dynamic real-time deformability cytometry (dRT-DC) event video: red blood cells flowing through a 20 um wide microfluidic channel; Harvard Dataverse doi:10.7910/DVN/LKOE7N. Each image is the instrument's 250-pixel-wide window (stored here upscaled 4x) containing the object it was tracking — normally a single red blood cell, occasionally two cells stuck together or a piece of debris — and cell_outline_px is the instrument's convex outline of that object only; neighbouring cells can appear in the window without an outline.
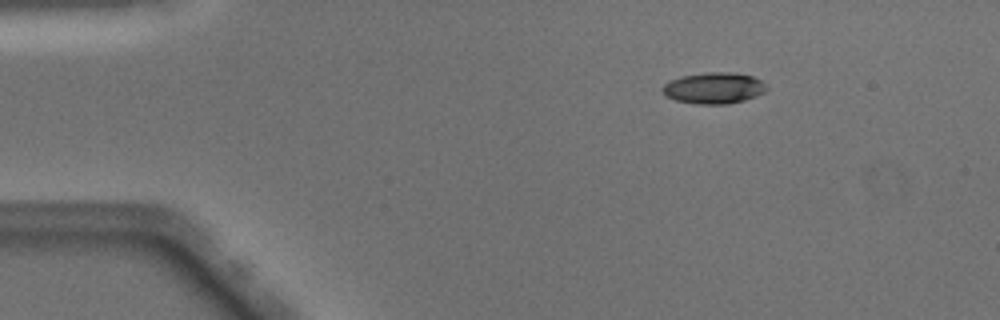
{"species": "Egyptian fruit bat (a non-hibernating species)", "species_latin": "Rousettus aegyptiacus", "temperature_condition": "warm", "stored_images_in_passage": 43, "camera_frame_rate_fps": 3000, "um_per_image_px": 0.085, "animal": {"sex": "male"}, "frame": {"image": 1, "passage_image": 1, "time_ms": 0.0, "image_size_px": [1000, 320], "cell_outline_px": [[768, 88], [764, 92], [756, 96], [744, 100], [728, 104], [700, 104], [676, 100], [668, 96], [660, 88], [664, 84], [680, 76], [708, 72], [728, 72], [752, 76], [760, 80]], "centroid_in_image_um": [60.68, 7.48], "position_along_channel_um": 24.3, "area_um2": 18.73}}
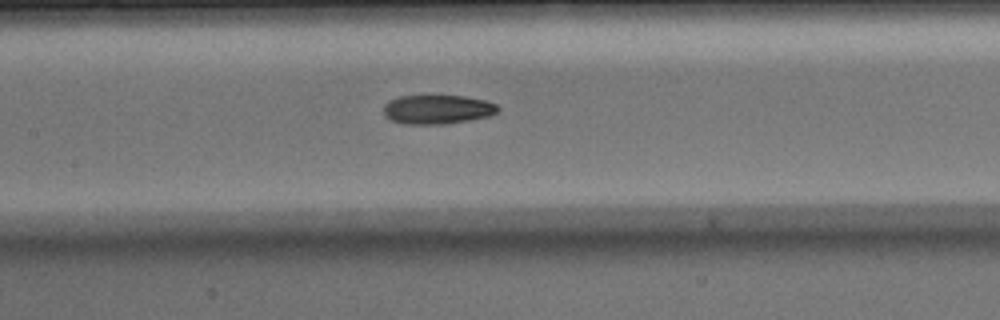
{"frame": {"image": 2, "passage_image": 17, "time_ms": 5.333, "image_size_px": [1000, 320], "cell_outline_px": [[500, 108], [496, 112], [488, 116], [472, 120], [444, 124], [404, 124], [392, 120], [384, 116], [384, 104], [388, 100], [400, 96], [428, 92], [464, 96], [484, 100], [496, 104]], "centroid_in_image_um": [37.14, 9.25], "position_along_channel_um": 170.3, "area_um2": 20.35}}
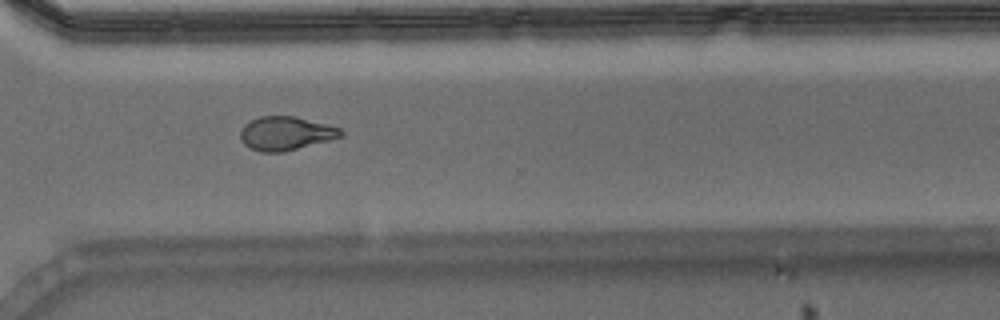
{"frame": {"image": 3, "passage_image": 30, "time_ms": 9.667, "image_size_px": [1000, 320], "cell_outline_px": [[344, 136], [284, 152], [260, 152], [244, 144], [240, 140], [240, 132], [244, 124], [260, 116], [296, 116], [328, 124], [340, 128], [344, 132]], "centroid_in_image_um": [24.31, 11.33], "position_along_channel_um": 346.3, "area_um2": 19.83}, "authors_computed_cell_mechanics": {"area_um2": 19.9988, "velocity_mm_per_s": 4.0738, "shape_relaxation_time_tau1_ms": 7.5853, "shape_relaxation_time_tau2_ms": 3.6448, "deformation_change_tau1": 0.2432, "deformation_change_tau2": 0.1022}}